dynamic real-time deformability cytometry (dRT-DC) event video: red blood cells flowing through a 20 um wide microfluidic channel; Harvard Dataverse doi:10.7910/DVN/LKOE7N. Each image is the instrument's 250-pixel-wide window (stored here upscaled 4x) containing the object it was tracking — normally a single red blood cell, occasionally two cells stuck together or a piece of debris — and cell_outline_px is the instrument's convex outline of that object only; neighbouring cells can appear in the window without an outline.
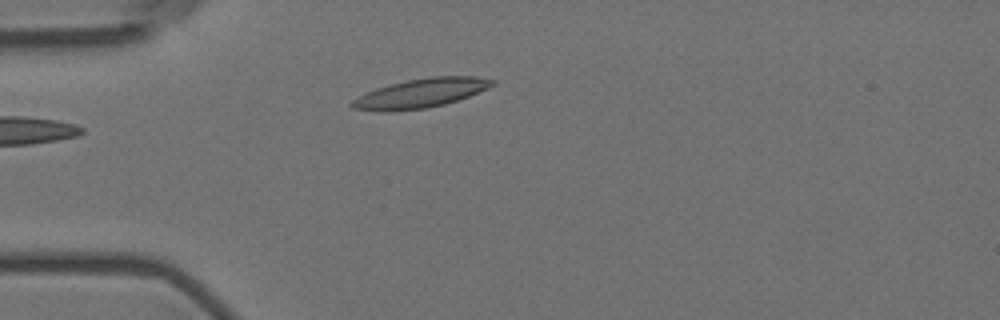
{"species": "Egyptian fruit bat (a non-hibernating species)", "species_latin": "Rousettus aegyptiacus", "temperature_condition": "room temperature", "stored_images_in_passage": 34, "camera_frame_rate_fps": 3000, "um_per_image_px": 0.085, "animal": {"sex": "female"}, "frame": {"image": 1, "passage_image": 1, "time_ms": 0.0, "image_size_px": [1000, 320], "cell_outline_px": [[496, 84], [488, 88], [468, 96], [444, 104], [428, 108], [388, 112], [380, 112], [352, 108], [348, 104], [352, 100], [376, 88], [408, 80], [432, 76], [476, 76], [496, 80]], "centroid_in_image_um": [35.77, 7.93], "position_along_channel_um": 49.2, "area_um2": 23.81}}
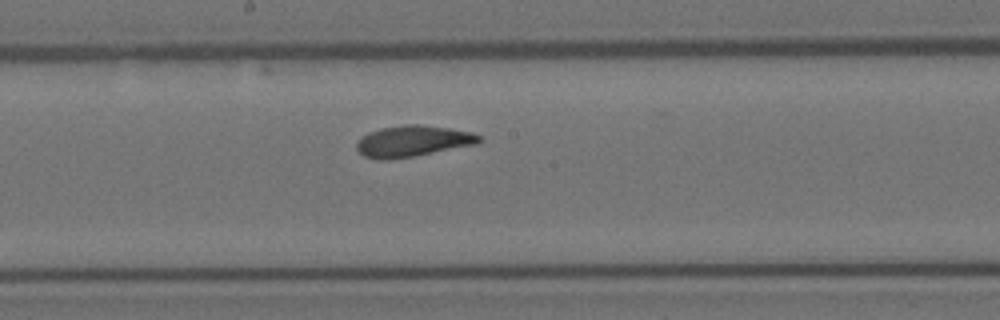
{"frame": {"image": 2, "passage_image": 16, "time_ms": 5.0, "image_size_px": [1000, 320], "cell_outline_px": [[484, 140], [476, 144], [412, 156], [388, 160], [380, 160], [364, 156], [356, 148], [356, 144], [368, 132], [380, 128], [404, 124], [416, 124], [448, 128], [472, 132], [480, 136]], "centroid_in_image_um": [35.08, 11.99], "position_along_channel_um": 213.1, "area_um2": 22.02}}
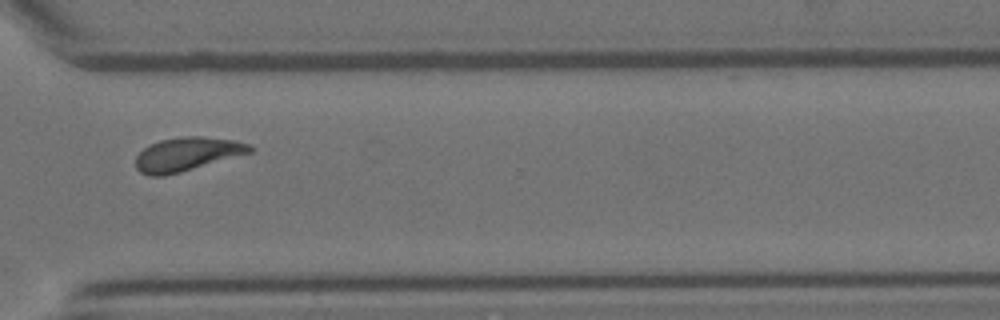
{"frame": {"image": 3, "passage_image": 28, "time_ms": 9.0, "image_size_px": [1000, 320], "cell_outline_px": [[256, 148], [252, 152], [180, 172], [164, 176], [148, 176], [140, 172], [136, 168], [136, 156], [148, 144], [160, 140], [184, 136], [204, 136], [236, 140], [248, 144]], "centroid_in_image_um": [15.89, 13.09], "position_along_channel_um": 354.7, "area_um2": 22.48}, "authors_computed_cell_mechanics": {"area_um2": 22.0218, "velocity_mm_per_s": 3.5494, "shape_relaxation_time_tau1_ms": 4.3277, "shape_relaxation_time_tau2_ms": 1.7147, "deformation_change_tau1": 0.1581, "deformation_change_tau2": 0.0851}}